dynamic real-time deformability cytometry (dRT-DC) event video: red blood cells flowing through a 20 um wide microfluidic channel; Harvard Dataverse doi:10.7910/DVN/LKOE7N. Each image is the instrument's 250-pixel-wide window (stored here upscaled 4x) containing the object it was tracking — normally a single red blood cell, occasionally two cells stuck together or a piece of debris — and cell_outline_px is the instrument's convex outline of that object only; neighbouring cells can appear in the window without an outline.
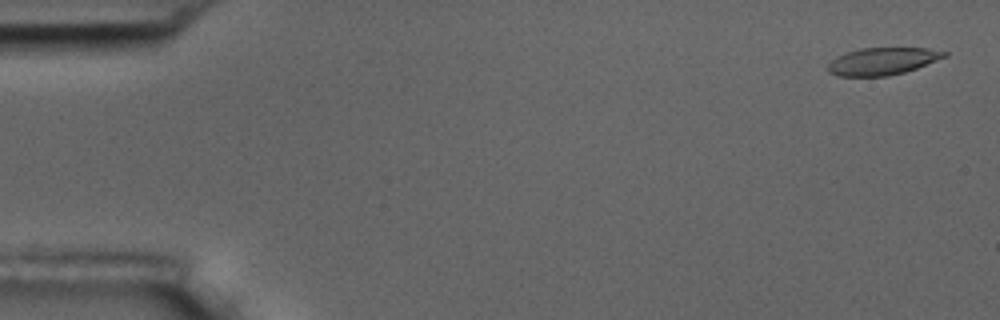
{"species": "common noctule bat (a hibernating species)", "species_latin": "Nyctalus noctula", "temperature_condition": "room temperature", "stored_images_in_passage": 56, "camera_frame_rate_fps": 3000, "um_per_image_px": 0.085, "animal": {"sex": "male", "body_mass_g": 17.5, "forearm_length_mm": 52.3}, "frame": {"image": 1, "passage_image": 2, "time_ms": 0.333, "image_size_px": [1000, 320], "cell_outline_px": [[948, 56], [916, 68], [904, 72], [888, 76], [836, 76], [828, 72], [828, 64], [836, 56], [860, 48], [928, 48], [948, 52]], "centroid_in_image_um": [75.01, 5.2], "position_along_channel_um": 10.0, "area_um2": 18.5}}
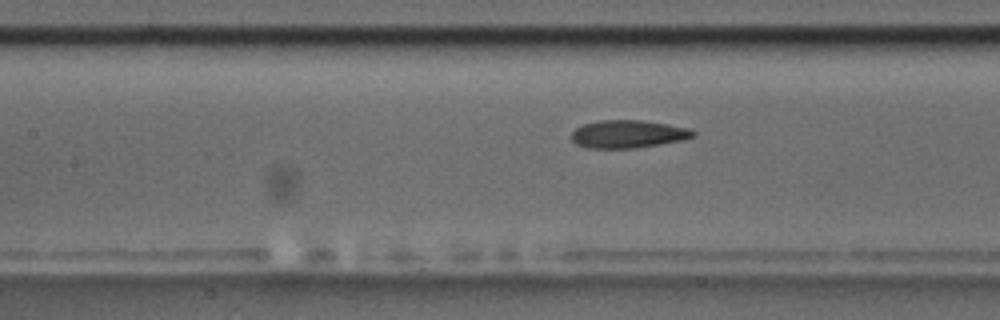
{"frame": {"image": 2, "passage_image": 25, "time_ms": 8.0, "image_size_px": [1000, 320], "cell_outline_px": [[696, 136], [684, 140], [636, 148], [588, 148], [576, 144], [572, 140], [572, 132], [576, 128], [584, 124], [596, 120], [640, 120], [668, 124], [688, 128], [696, 132]], "centroid_in_image_um": [53.4, 11.39], "position_along_channel_um": 154.0, "area_um2": 19.83}}
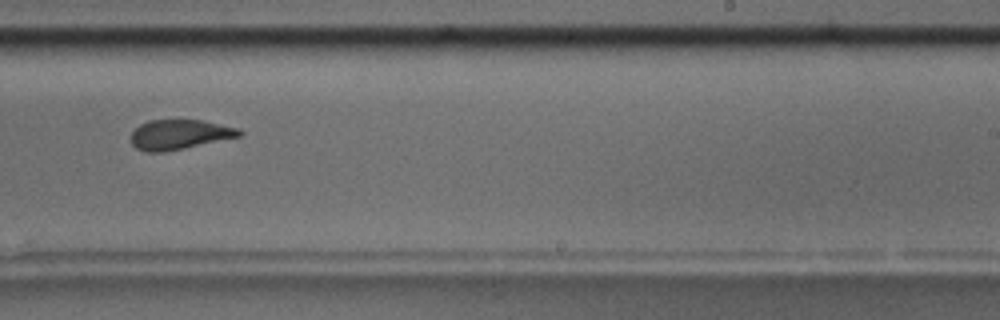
{"frame": {"image": 3, "passage_image": 35, "time_ms": 11.333, "image_size_px": [1000, 320], "cell_outline_px": [[244, 136], [164, 152], [148, 152], [136, 148], [132, 144], [132, 132], [140, 124], [148, 120], [204, 120], [236, 128], [244, 132]], "centroid_in_image_um": [15.29, 11.43], "position_along_channel_um": 273.7, "area_um2": 18.84}, "authors_computed_cell_mechanics": {"area_um2": 19.9699, "velocity_mm_per_s": 3.607, "shape_relaxation_time_tau1_ms": null, "shape_relaxation_time_tau2_ms": 1.6568, "deformation_change_tau1": null, "deformation_change_tau2": 0.0852}}